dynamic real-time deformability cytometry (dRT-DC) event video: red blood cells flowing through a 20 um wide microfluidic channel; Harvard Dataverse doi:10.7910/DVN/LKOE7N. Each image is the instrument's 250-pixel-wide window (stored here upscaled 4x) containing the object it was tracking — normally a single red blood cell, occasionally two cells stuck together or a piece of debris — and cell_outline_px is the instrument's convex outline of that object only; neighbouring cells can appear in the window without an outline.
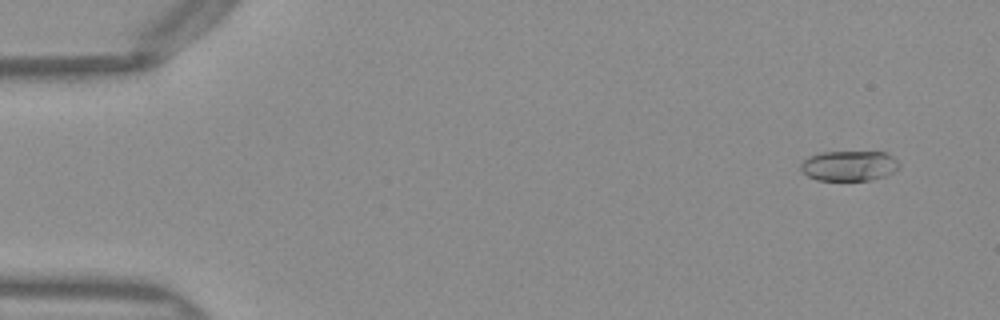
{"species": "Egyptian fruit bat (a non-hibernating species)", "species_latin": "Rousettus aegyptiacus", "temperature_condition": "warm", "stored_images_in_passage": 49, "camera_frame_rate_fps": 3000, "um_per_image_px": 0.085, "frame": {"image": 1, "passage_image": 2, "time_ms": 0.333, "image_size_px": [1000, 320], "cell_outline_px": [[900, 168], [884, 176], [872, 180], [816, 180], [808, 176], [800, 168], [800, 164], [808, 156], [820, 152], [884, 152], [892, 156], [900, 164]], "centroid_in_image_um": [72.17, 14.09], "position_along_channel_um": 12.8, "area_um2": 17.34}}
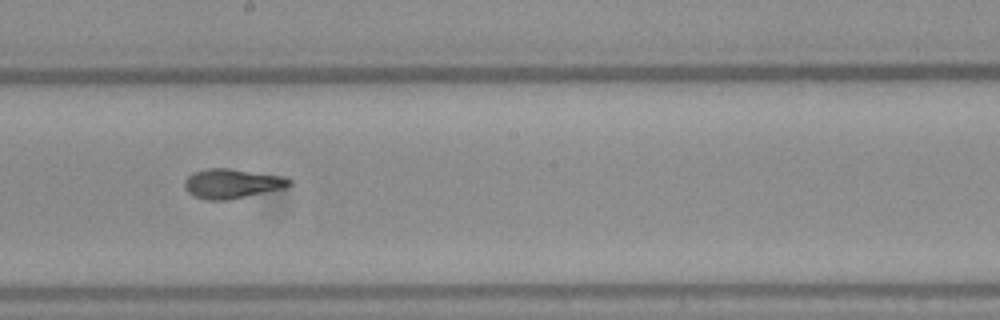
{"frame": {"image": 2, "passage_image": 27, "time_ms": 8.667, "image_size_px": [1000, 320], "cell_outline_px": [[292, 184], [284, 188], [228, 200], [204, 200], [188, 192], [184, 188], [184, 180], [192, 172], [208, 168], [228, 168], [280, 176], [292, 180]], "centroid_in_image_um": [19.67, 15.6], "position_along_channel_um": 228.5, "area_um2": 17.92}}
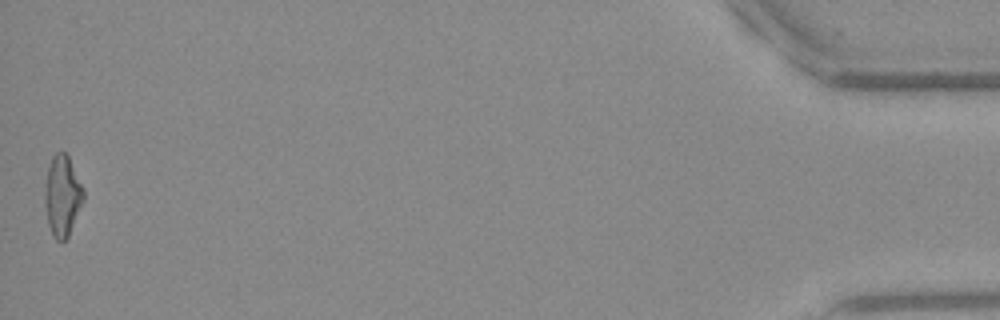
{"frame": {"image": 3, "passage_image": 49, "time_ms": 16.0, "image_size_px": [1000, 320], "cell_outline_px": [[84, 200], [68, 236], [64, 240], [56, 240], [52, 236], [48, 224], [44, 204], [44, 192], [48, 168], [52, 156], [56, 152], [64, 152], [68, 156], [84, 188]], "centroid_in_image_um": [5.3, 16.64], "position_along_channel_um": 429.9, "area_um2": 18.21}, "authors_computed_cell_mechanics": {"area_um2": 17.5134, "velocity_mm_per_s": 4.0353, "shape_relaxation_time_tau1_ms": 10.6692, "shape_relaxation_time_tau2_ms": 1.4112, "deformation_change_tau1": 0.2988, "deformation_change_tau2": 0.0927}}